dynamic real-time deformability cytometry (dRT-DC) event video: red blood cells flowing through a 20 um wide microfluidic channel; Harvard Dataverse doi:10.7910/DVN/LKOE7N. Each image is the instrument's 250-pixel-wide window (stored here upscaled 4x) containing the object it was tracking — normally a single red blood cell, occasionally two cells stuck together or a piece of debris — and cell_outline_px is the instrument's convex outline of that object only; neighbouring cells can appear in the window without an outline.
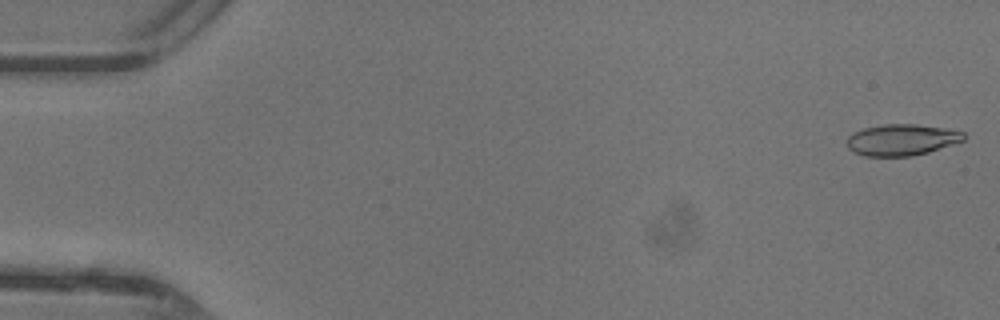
{"species": "common noctule bat (a hibernating species)", "species_latin": "Nyctalus noctula", "temperature_condition": "warm", "stored_images_in_passage": 18, "camera_frame_rate_fps": 3000, "um_per_image_px": 0.085, "animal": {"sex": "female"}, "frame": {"image": 1, "passage_image": 1, "time_ms": 0.0, "image_size_px": [1000, 320], "cell_outline_px": [[964, 140], [928, 152], [912, 156], [864, 156], [852, 152], [848, 148], [844, 140], [852, 132], [864, 128], [884, 124], [916, 124], [964, 132]], "centroid_in_image_um": [76.55, 11.89], "position_along_channel_um": 8.5, "area_um2": 21.33}}
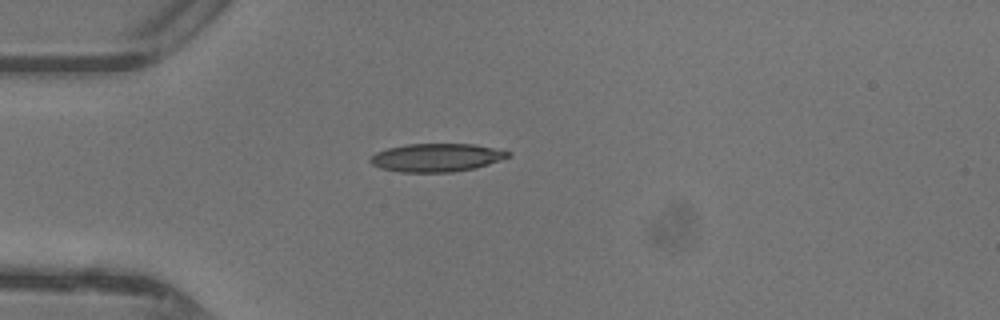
{"frame": {"image": 2, "passage_image": 13, "time_ms": 4.0, "image_size_px": [1000, 320], "cell_outline_px": [[512, 156], [476, 168], [452, 172], [400, 172], [380, 168], [372, 164], [368, 160], [376, 152], [388, 148], [408, 144], [476, 144], [512, 152]], "centroid_in_image_um": [37.13, 13.39], "position_along_channel_um": 47.9, "area_um2": 22.72}}
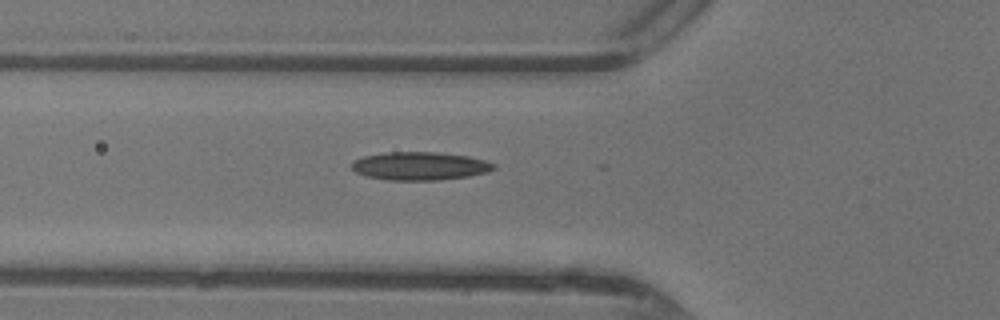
{"frame": {"image": 3, "passage_image": 17, "time_ms": 5.333, "image_size_px": [1000, 320], "cell_outline_px": [[496, 168], [488, 172], [468, 176], [440, 180], [388, 180], [368, 176], [356, 172], [352, 168], [352, 160], [364, 156], [384, 152], [436, 152], [468, 156], [484, 160], [496, 164]], "centroid_in_image_um": [35.7, 14.11], "position_along_channel_um": 90.1, "area_um2": 23.35}}